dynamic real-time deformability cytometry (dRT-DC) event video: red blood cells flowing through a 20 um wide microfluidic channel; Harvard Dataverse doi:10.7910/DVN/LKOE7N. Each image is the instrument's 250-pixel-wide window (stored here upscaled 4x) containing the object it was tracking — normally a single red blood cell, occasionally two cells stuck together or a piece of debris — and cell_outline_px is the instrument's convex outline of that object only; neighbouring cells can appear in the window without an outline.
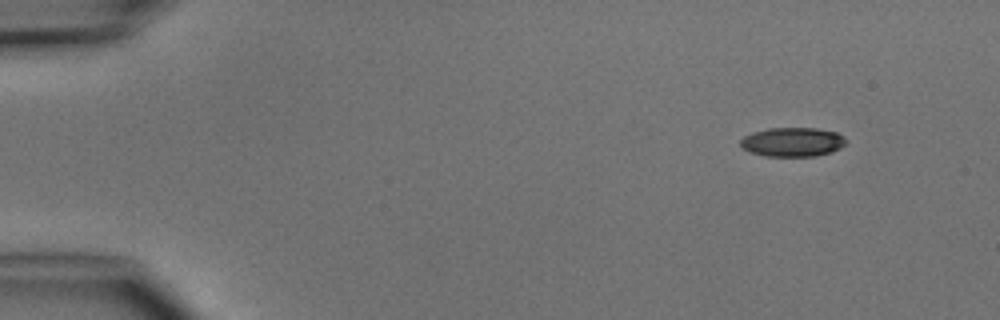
{"species": "common noctule bat (a hibernating species)", "species_latin": "Nyctalus noctula", "temperature_condition": "cold", "stored_images_in_passage": 4, "camera_frame_rate_fps": 3000, "um_per_image_px": 0.085, "animal": {"sex": "male", "body_mass_g": 15.6}, "frame": {"image": 1, "passage_image": 1, "time_ms": 0.0, "image_size_px": [1000, 320], "cell_outline_px": [[848, 140], [840, 148], [832, 152], [816, 156], [764, 156], [752, 152], [744, 148], [740, 144], [740, 140], [744, 136], [752, 132], [768, 128], [816, 128], [836, 132], [844, 136]], "centroid_in_image_um": [67.39, 12.06], "position_along_channel_um": 17.6, "area_um2": 17.98}}
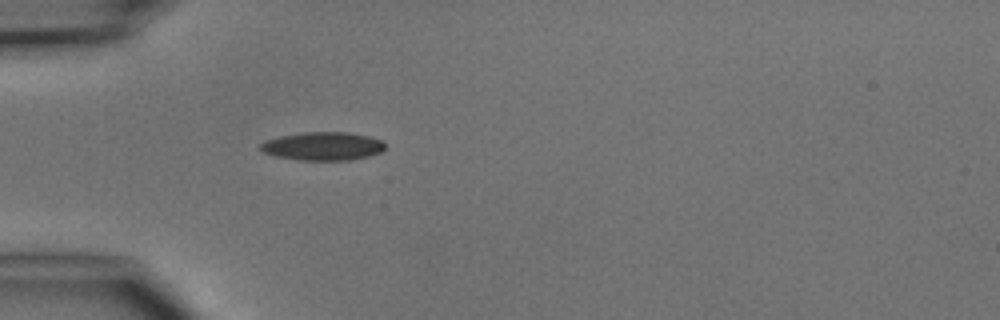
{"frame": {"image": 2, "passage_image": 4, "time_ms": 3.333, "image_size_px": [1000, 320], "cell_outline_px": [[384, 148], [380, 152], [368, 156], [348, 160], [300, 160], [276, 156], [264, 152], [260, 148], [260, 144], [264, 140], [280, 136], [304, 132], [348, 132], [368, 136], [384, 140]], "centroid_in_image_um": [27.44, 12.41], "position_along_channel_um": 57.6, "area_um2": 20.52}}